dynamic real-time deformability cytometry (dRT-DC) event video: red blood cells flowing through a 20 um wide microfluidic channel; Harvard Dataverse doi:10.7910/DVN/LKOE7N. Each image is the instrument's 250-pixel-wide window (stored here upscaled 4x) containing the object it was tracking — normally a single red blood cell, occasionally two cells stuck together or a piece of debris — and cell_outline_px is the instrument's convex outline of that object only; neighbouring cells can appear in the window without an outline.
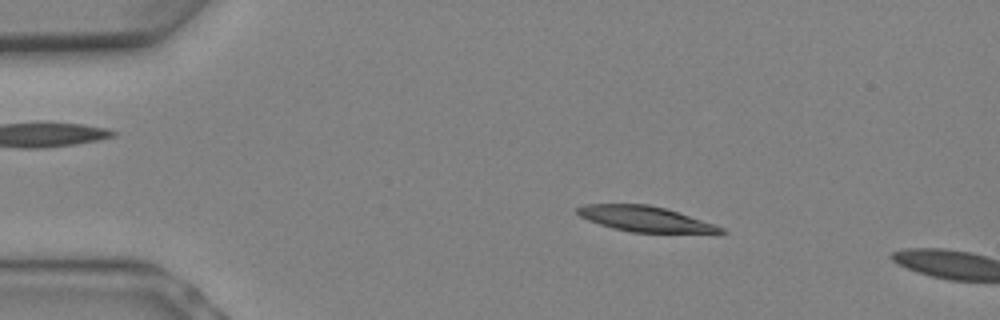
{"species": "Egyptian fruit bat (a non-hibernating species)", "species_latin": "Rousettus aegyptiacus", "temperature_condition": "warm", "stored_images_in_passage": 4, "camera_frame_rate_fps": 3000, "um_per_image_px": 0.085, "animal": {"sex": "female"}, "frame": {"image": 1, "passage_image": 3, "time_ms": 0.667, "image_size_px": [1000, 320], "cell_outline_px": [[728, 232], [724, 236], [632, 232], [612, 228], [588, 220], [580, 216], [576, 212], [576, 208], [584, 204], [648, 204], [680, 212], [716, 224], [724, 228]], "centroid_in_image_um": [55.08, 18.67], "position_along_channel_um": 29.9, "area_um2": 22.43}}